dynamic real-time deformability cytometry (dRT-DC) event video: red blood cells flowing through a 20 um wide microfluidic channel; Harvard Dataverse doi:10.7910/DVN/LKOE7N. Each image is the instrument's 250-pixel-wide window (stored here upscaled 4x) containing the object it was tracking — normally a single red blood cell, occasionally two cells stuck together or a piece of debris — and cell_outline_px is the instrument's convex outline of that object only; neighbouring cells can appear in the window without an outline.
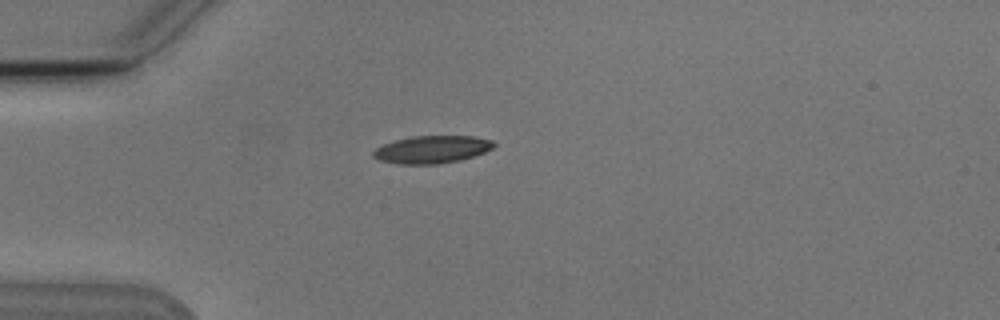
{"species": "Egyptian fruit bat (a non-hibernating species)", "species_latin": "Rousettus aegyptiacus", "temperature_condition": "cold", "stored_images_in_passage": 1, "camera_frame_rate_fps": 3000, "um_per_image_px": 0.085, "animal": {"sex": "male"}, "frame": {"image": 1, "passage_image": 1, "time_ms": 0.0, "image_size_px": [1000, 320], "cell_outline_px": [[496, 144], [492, 148], [484, 152], [460, 160], [436, 164], [400, 164], [380, 160], [372, 156], [372, 152], [376, 148], [384, 144], [396, 140], [412, 136], [472, 136], [492, 140]], "centroid_in_image_um": [36.71, 12.7], "position_along_channel_um": 48.3, "area_um2": 19.19}}